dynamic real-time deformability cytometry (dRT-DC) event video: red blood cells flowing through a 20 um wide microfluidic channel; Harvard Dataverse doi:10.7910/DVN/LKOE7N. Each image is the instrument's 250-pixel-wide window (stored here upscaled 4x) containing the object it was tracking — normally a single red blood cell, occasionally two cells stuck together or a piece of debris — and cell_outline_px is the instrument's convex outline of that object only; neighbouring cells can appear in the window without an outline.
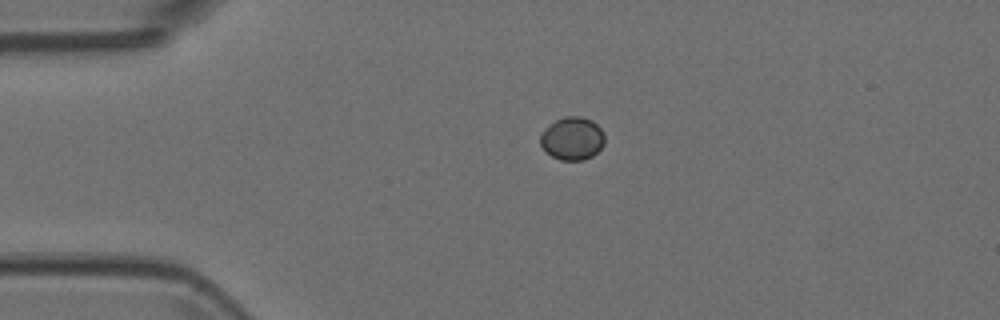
{"species": "Egyptian fruit bat (a non-hibernating species)", "species_latin": "Rousettus aegyptiacus", "temperature_condition": "room temperature", "stored_images_in_passage": 2, "camera_frame_rate_fps": 3000, "um_per_image_px": 0.085, "animal": {"sex": "female"}, "frame": {"image": 1, "passage_image": 1, "time_ms": 0.0, "image_size_px": [1000, 320], "cell_outline_px": [[604, 144], [592, 156], [584, 160], [560, 160], [552, 156], [540, 144], [540, 136], [544, 128], [548, 124], [564, 116], [580, 116], [592, 120], [604, 132]], "centroid_in_image_um": [48.64, 11.76], "position_along_channel_um": 36.4, "area_um2": 16.13}}